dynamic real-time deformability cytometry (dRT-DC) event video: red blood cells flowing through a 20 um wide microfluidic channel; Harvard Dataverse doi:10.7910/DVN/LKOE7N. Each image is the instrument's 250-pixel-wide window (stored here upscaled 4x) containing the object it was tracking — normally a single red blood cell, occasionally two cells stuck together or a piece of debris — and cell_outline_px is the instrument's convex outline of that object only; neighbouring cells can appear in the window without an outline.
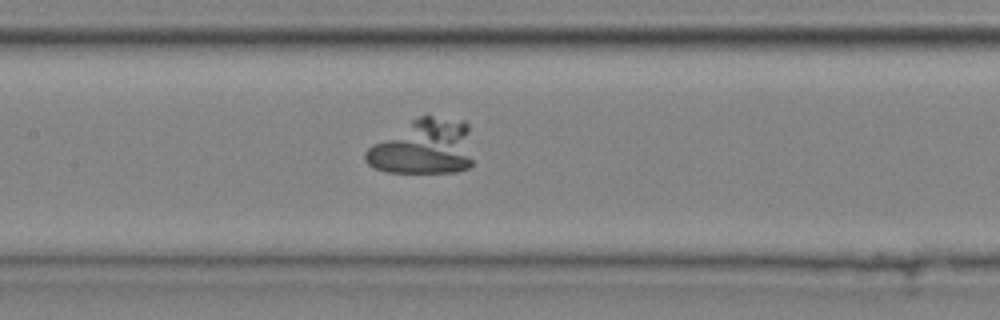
{"species": "common noctule bat (a hibernating species)", "species_latin": "Nyctalus noctula", "temperature_condition": "cold", "stored_images_in_passage": 29, "camera_frame_rate_fps": 3000, "um_per_image_px": 0.085, "animal": {"sex": "male", "body_mass_g": 20.4}, "frame": {"image": 1, "passage_image": 9, "time_ms": 2.667, "image_size_px": [1000, 320], "cell_outline_px": [[472, 164], [468, 168], [456, 172], [384, 172], [368, 164], [364, 160], [364, 152], [372, 144], [412, 120], [420, 116], [432, 116], [464, 120], [468, 124], [472, 160]], "centroid_in_image_um": [36.0, 12.51], "position_along_channel_um": 171.4, "area_um2": 34.62}}